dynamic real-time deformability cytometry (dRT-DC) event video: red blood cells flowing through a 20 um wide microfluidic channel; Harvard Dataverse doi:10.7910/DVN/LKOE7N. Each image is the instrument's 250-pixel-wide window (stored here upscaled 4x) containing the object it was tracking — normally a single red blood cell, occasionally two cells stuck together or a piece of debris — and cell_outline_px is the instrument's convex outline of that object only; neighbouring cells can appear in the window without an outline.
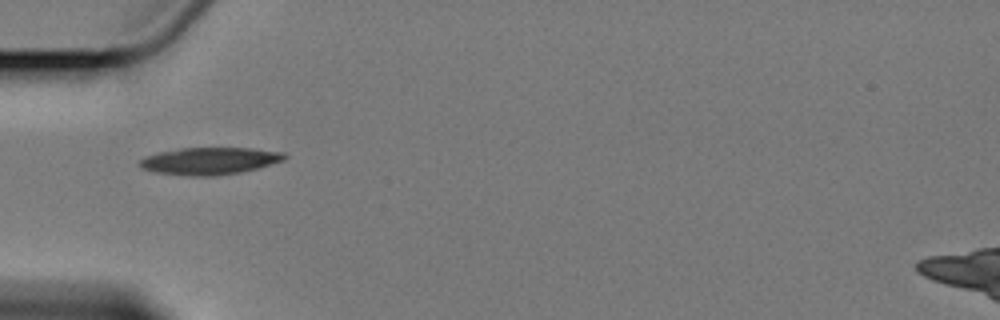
{"species": "Egyptian fruit bat (a non-hibernating species)", "species_latin": "Rousettus aegyptiacus", "temperature_condition": "cold", "stored_images_in_passage": 2, "camera_frame_rate_fps": 3000, "um_per_image_px": 0.085, "animal": {"sex": "female"}, "frame": {"image": 1, "passage_image": 1, "time_ms": 0.0, "image_size_px": [1000, 320], "cell_outline_px": [[288, 156], [284, 160], [256, 168], [240, 172], [216, 176], [188, 176], [156, 172], [140, 168], [140, 160], [144, 156], [160, 152], [180, 148], [252, 148], [284, 152]], "centroid_in_image_um": [17.81, 13.68], "position_along_channel_um": 67.2, "area_um2": 22.89}}
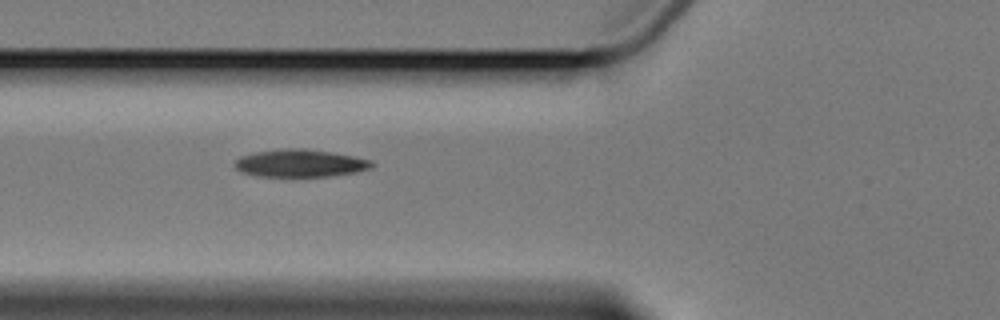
{"frame": {"image": 2, "passage_image": 2, "time_ms": 1.0, "image_size_px": [1000, 320], "cell_outline_px": [[376, 164], [372, 168], [356, 172], [328, 176], [256, 176], [240, 172], [232, 164], [240, 156], [256, 152], [284, 148], [308, 148], [332, 152], [372, 160]], "centroid_in_image_um": [25.51, 13.87], "position_along_channel_um": 100.3, "area_um2": 22.2}}